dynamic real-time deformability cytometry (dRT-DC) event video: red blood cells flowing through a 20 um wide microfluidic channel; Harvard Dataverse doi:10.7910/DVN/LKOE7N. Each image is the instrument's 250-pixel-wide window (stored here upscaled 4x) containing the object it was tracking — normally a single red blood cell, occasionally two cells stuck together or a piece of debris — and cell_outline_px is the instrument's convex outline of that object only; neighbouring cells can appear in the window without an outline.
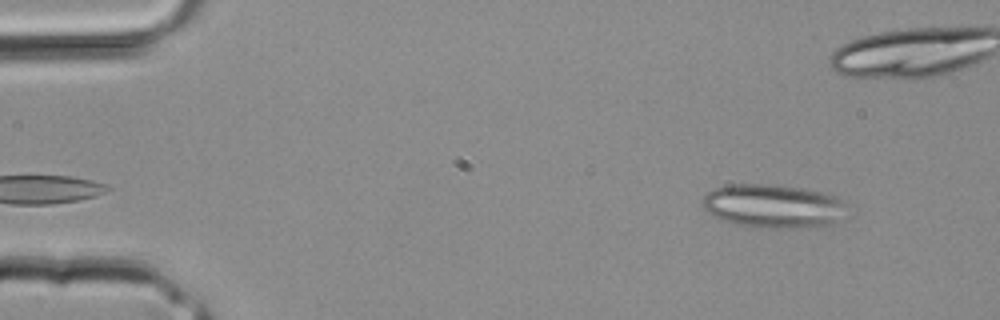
{"species": "common noctule bat (a hibernating species)", "species_latin": "Nyctalus noctula", "temperature_condition": "room temperature", "stored_images_in_passage": 2, "camera_frame_rate_fps": 3000, "um_per_image_px": 0.085, "animal": {"sex": "male", "body_mass_g": 20.4}, "frame": {"image": 1, "passage_image": 2, "time_ms": 0.333, "image_size_px": [1000, 320], "cell_outline_px": [[844, 204], [840, 220], [828, 224], [800, 228], [748, 228], [720, 220], [712, 216], [704, 208], [704, 196], [708, 192], [716, 188], [732, 184], [772, 184], [804, 188], [836, 196]], "centroid_in_image_um": [65.66, 17.53], "position_along_channel_um": 19.3, "area_um2": 36.7}}